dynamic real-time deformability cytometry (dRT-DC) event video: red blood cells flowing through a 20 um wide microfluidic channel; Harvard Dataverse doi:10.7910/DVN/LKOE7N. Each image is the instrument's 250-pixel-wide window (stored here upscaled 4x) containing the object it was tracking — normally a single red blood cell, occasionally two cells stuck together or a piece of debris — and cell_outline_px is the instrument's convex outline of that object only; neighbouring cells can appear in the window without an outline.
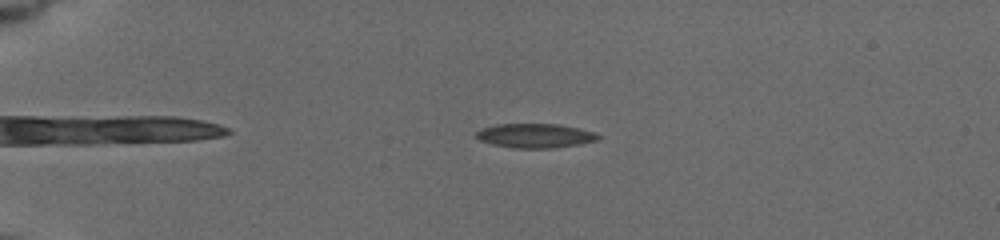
{"species": "common noctule bat (a hibernating species)", "species_latin": "Nyctalus noctula", "temperature_condition": "cold", "stored_images_in_passage": 12, "camera_frame_rate_fps": 3000, "um_per_image_px": 0.085, "animal": {"sex": "female", "body_mass_g": 19.5, "forearm_length_mm": 54.1}, "frame": {"image": 1, "passage_image": 4, "time_ms": 3.333, "image_size_px": [1000, 240], "cell_outline_px": [[600, 136], [596, 140], [580, 144], [556, 148], [512, 148], [492, 144], [480, 140], [472, 136], [476, 132], [484, 128], [496, 124], [560, 124], [580, 128], [596, 132]], "centroid_in_image_um": [45.49, 11.53], "position_along_channel_um": 39.5, "area_um2": 17.4}}
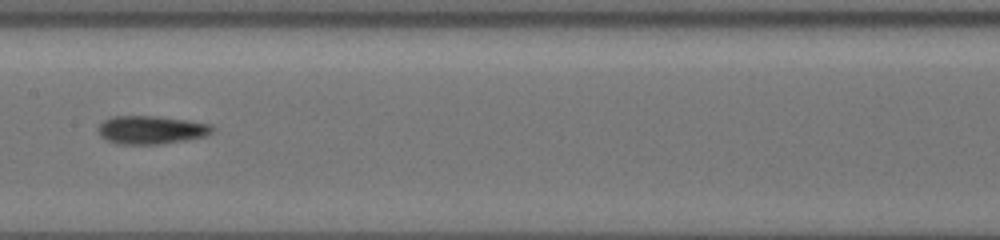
{"frame": {"image": 2, "passage_image": 9, "time_ms": 9.0, "image_size_px": [1000, 240], "cell_outline_px": [[216, 128], [212, 132], [204, 136], [188, 140], [160, 144], [116, 144], [100, 136], [96, 128], [104, 120], [112, 116], [156, 116], [188, 120], [208, 124]], "centroid_in_image_um": [12.83, 11.04], "position_along_channel_um": 194.6, "area_um2": 18.9}}
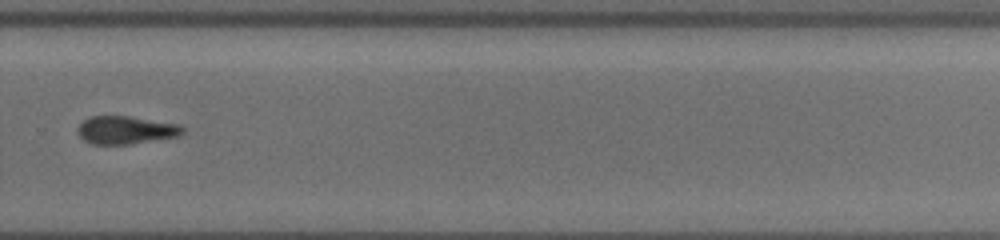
{"frame": {"image": 3, "passage_image": 12, "time_ms": 12.333, "image_size_px": [1000, 240], "cell_outline_px": [[184, 132], [180, 136], [128, 144], [92, 144], [84, 140], [76, 132], [76, 128], [88, 116], [128, 116], [180, 124], [184, 128]], "centroid_in_image_um": [10.68, 11.05], "position_along_channel_um": 319.1, "area_um2": 17.17}}